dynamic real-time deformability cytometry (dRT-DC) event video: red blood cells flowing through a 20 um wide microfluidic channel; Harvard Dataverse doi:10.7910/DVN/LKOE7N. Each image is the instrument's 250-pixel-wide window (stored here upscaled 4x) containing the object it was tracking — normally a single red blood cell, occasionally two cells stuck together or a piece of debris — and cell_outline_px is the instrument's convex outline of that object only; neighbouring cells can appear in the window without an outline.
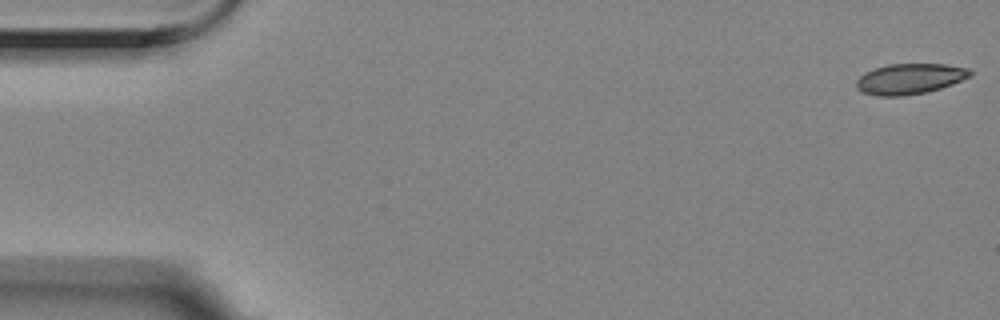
{"species": "Egyptian fruit bat (a non-hibernating species)", "species_latin": "Rousettus aegyptiacus", "temperature_condition": "room temperature", "stored_images_in_passage": 16, "camera_frame_rate_fps": 3000, "um_per_image_px": 0.085, "animal": {"sex": "female"}, "frame": {"image": 1, "passage_image": 1, "time_ms": 0.0, "image_size_px": [1000, 320], "cell_outline_px": [[972, 76], [952, 84], [928, 92], [904, 96], [876, 96], [864, 92], [856, 88], [856, 80], [864, 72], [888, 64], [944, 64], [968, 68], [972, 72]], "centroid_in_image_um": [77.33, 6.7], "position_along_channel_um": 7.7, "area_um2": 20.35}}